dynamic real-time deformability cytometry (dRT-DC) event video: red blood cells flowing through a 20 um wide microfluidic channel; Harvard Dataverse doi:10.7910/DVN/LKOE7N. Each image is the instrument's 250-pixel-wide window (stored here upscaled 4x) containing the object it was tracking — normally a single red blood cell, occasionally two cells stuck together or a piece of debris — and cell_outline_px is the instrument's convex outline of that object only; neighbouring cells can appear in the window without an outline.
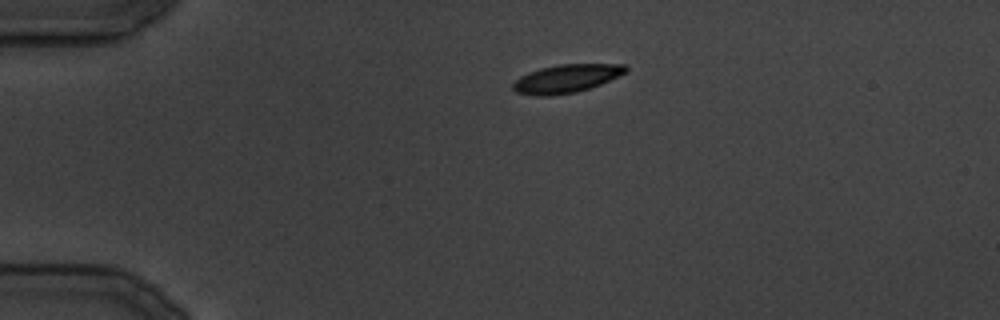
{"species": "common noctule bat (a hibernating species)", "species_latin": "Nyctalus noctula", "temperature_condition": "cold", "stored_images_in_passage": 9, "camera_frame_rate_fps": 3000, "um_per_image_px": 0.085, "animal": {"sex": "male", "body_mass_g": 19.5, "forearm_length_mm": 54.6}, "frame": {"image": 1, "passage_image": 1, "time_ms": 0.0, "image_size_px": [1000, 320], "cell_outline_px": [[628, 72], [600, 84], [576, 92], [548, 96], [536, 96], [516, 92], [512, 88], [512, 84], [520, 76], [528, 72], [540, 68], [560, 64], [624, 64], [628, 68]], "centroid_in_image_um": [48.13, 6.67], "position_along_channel_um": 36.9, "area_um2": 18.55}}
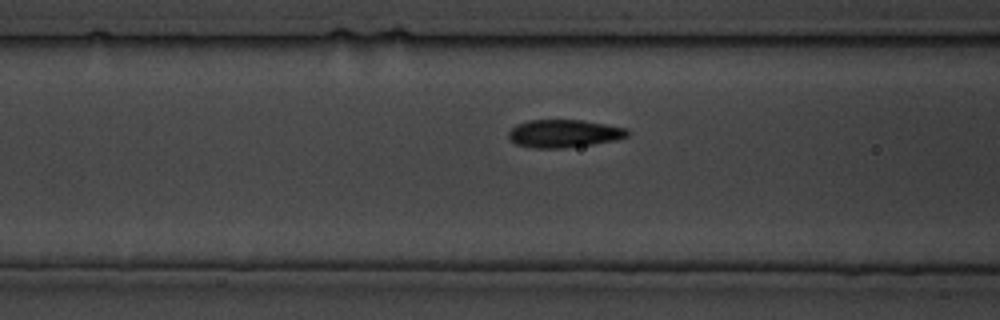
{"frame": {"image": 2, "passage_image": 8, "time_ms": 8.0, "image_size_px": [1000, 320], "cell_outline_px": [[628, 136], [616, 140], [592, 144], [564, 148], [536, 148], [516, 144], [508, 136], [508, 132], [516, 124], [528, 120], [580, 120], [628, 128]], "centroid_in_image_um": [47.93, 11.35], "position_along_channel_um": 118.7, "area_um2": 19.19}}